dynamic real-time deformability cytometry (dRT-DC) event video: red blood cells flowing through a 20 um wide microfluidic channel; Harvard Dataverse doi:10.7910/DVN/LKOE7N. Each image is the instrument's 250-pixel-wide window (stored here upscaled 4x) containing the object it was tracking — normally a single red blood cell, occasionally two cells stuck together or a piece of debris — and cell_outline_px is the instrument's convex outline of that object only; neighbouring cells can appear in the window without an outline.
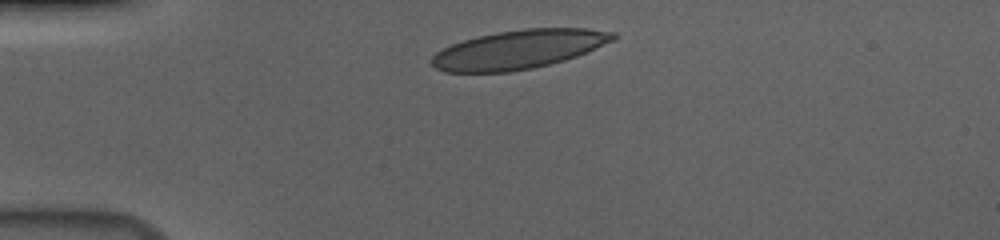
{"species": "human", "species_latin": "Homo sapiens", "temperature_condition": "cold", "stored_images_in_passage": 34, "camera_frame_rate_fps": 3000, "um_per_image_px": 0.085, "donor": {"sex": "male"}, "frame": {"image": 1, "passage_image": 1, "time_ms": 0.0, "image_size_px": [1000, 240], "cell_outline_px": [[616, 36], [612, 40], [576, 56], [564, 60], [532, 68], [508, 72], [444, 72], [436, 68], [428, 60], [436, 52], [452, 44], [464, 40], [496, 32], [524, 28], [588, 28], [616, 32]], "centroid_in_image_um": [44.05, 4.2], "position_along_channel_um": 40.9, "area_um2": 40.75}}
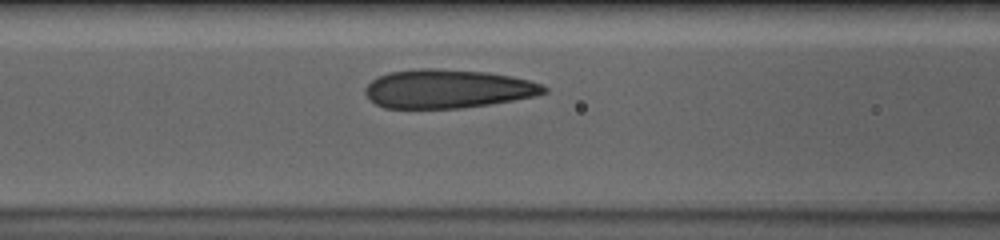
{"frame": {"image": 2, "passage_image": 11, "time_ms": 3.333, "image_size_px": [1000, 240], "cell_outline_px": [[548, 92], [536, 96], [488, 104], [460, 108], [384, 108], [376, 104], [364, 92], [364, 88], [372, 80], [388, 72], [420, 68], [432, 68], [488, 72], [512, 76], [528, 80], [540, 84], [548, 88]], "centroid_in_image_um": [38.05, 7.54], "position_along_channel_um": 128.5, "area_um2": 40.23}}
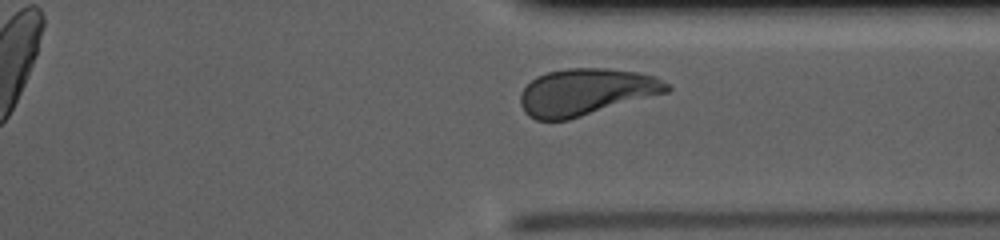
{"frame": {"image": 3, "passage_image": 30, "time_ms": 9.667, "image_size_px": [1000, 240], "cell_outline_px": [[672, 88], [668, 92], [568, 120], [536, 120], [528, 116], [524, 112], [520, 104], [520, 96], [524, 88], [536, 76], [548, 72], [568, 68], [608, 68], [636, 72], [656, 76], [672, 84]], "centroid_in_image_um": [49.84, 7.81], "position_along_channel_um": 361.6, "area_um2": 40.11}, "authors_computed_cell_mechanics": {"area_um2": 40.2577, "velocity_mm_per_s": 3.6751, "shape_relaxation_time_tau1_ms": 4.84, "shape_relaxation_time_tau2_ms": 1.1119, "deformation_change_tau1": 0.1618, "deformation_change_tau2": 0.0782}}